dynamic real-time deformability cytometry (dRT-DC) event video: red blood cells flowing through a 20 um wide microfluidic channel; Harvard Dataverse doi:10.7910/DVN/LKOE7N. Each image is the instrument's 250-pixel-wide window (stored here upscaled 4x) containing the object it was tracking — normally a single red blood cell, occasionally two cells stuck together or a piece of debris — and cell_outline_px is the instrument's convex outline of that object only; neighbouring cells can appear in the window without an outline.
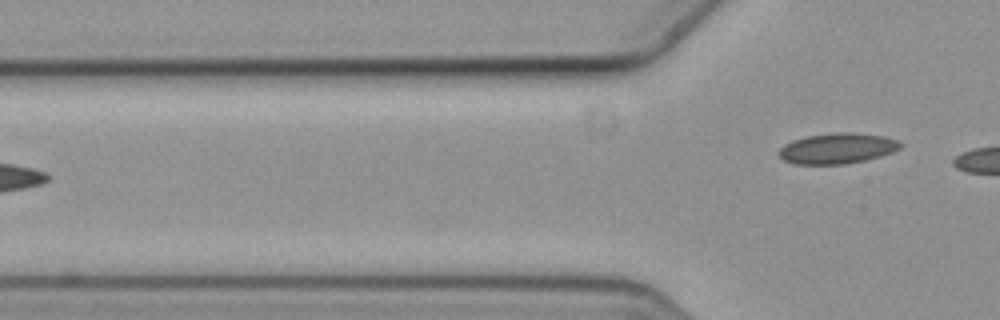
{"species": "common noctule bat (a hibernating species)", "species_latin": "Nyctalus noctula", "temperature_condition": "cold", "stored_images_in_passage": 6, "camera_frame_rate_fps": 3000, "um_per_image_px": 0.085, "animal": {"sex": "female", "body_mass_g": 19.3, "forearm_length_mm": 54.1}, "frame": {"image": 1, "passage_image": 6, "time_ms": 1.667, "image_size_px": [1000, 320], "cell_outline_px": [[904, 144], [900, 148], [892, 152], [880, 156], [864, 160], [844, 164], [796, 164], [784, 160], [776, 152], [784, 144], [792, 140], [804, 136], [832, 132], [852, 132], [884, 136], [900, 140]], "centroid_in_image_um": [71.17, 12.59], "position_along_channel_um": 54.6, "area_um2": 21.91}}